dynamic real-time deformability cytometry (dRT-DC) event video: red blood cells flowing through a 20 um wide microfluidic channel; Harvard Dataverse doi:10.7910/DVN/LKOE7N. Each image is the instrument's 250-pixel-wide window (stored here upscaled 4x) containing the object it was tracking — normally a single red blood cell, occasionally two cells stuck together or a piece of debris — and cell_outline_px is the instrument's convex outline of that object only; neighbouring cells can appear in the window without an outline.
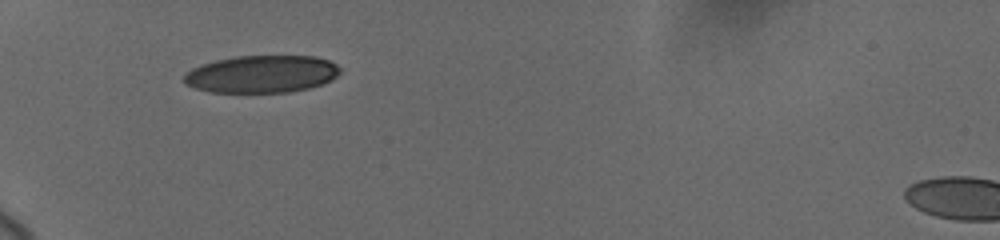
{"species": "human", "species_latin": "Homo sapiens", "temperature_condition": "cold", "stored_images_in_passage": 40, "camera_frame_rate_fps": 3000, "um_per_image_px": 0.085, "donor": {"sex": "female"}, "frame": {"image": 1, "passage_image": 1, "time_ms": 0.0, "image_size_px": [1000, 240], "cell_outline_px": [[340, 72], [332, 80], [308, 88], [288, 92], [208, 92], [184, 84], [184, 76], [192, 68], [216, 60], [236, 56], [316, 56], [328, 60], [336, 64], [340, 68]], "centroid_in_image_um": [22.25, 6.29], "position_along_channel_um": 62.8, "area_um2": 33.87}}
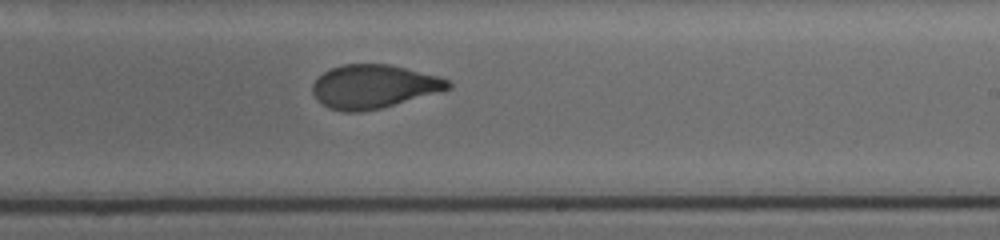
{"frame": {"image": 2, "passage_image": 20, "time_ms": 5.667, "image_size_px": [1000, 240], "cell_outline_px": [[452, 88], [380, 108], [360, 112], [344, 112], [328, 108], [320, 104], [316, 100], [312, 92], [312, 84], [324, 72], [332, 68], [344, 64], [388, 64], [440, 76], [448, 80], [452, 84]], "centroid_in_image_um": [31.73, 7.36], "position_along_channel_um": 257.3, "area_um2": 34.33}}
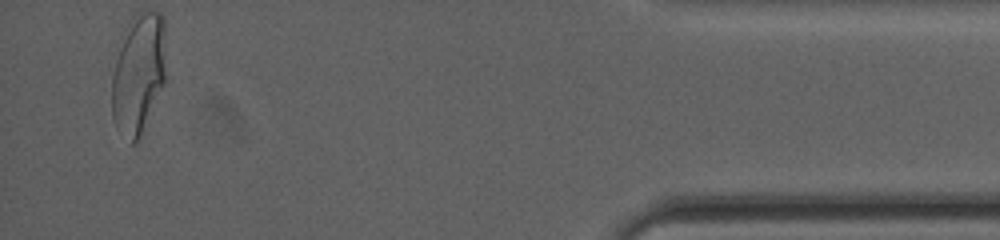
{"frame": {"image": 3, "passage_image": 39, "time_ms": 11.667, "image_size_px": [1000, 240], "cell_outline_px": [[164, 84], [140, 136], [136, 144], [132, 144], [116, 128], [112, 120], [112, 72], [120, 36], [124, 28], [136, 12], [160, 12], [164, 16]], "centroid_in_image_um": [11.73, 6.23], "position_along_channel_um": 423.5, "area_um2": 38.32}, "authors_computed_cell_mechanics": {"area_um2": 35.0846, "velocity_mm_per_s": 3.6885, "shape_relaxation_time_tau1_ms": 8.7118, "shape_relaxation_time_tau2_ms": 0.9264, "deformation_change_tau1": 0.226, "deformation_change_tau2": 0.0588}}